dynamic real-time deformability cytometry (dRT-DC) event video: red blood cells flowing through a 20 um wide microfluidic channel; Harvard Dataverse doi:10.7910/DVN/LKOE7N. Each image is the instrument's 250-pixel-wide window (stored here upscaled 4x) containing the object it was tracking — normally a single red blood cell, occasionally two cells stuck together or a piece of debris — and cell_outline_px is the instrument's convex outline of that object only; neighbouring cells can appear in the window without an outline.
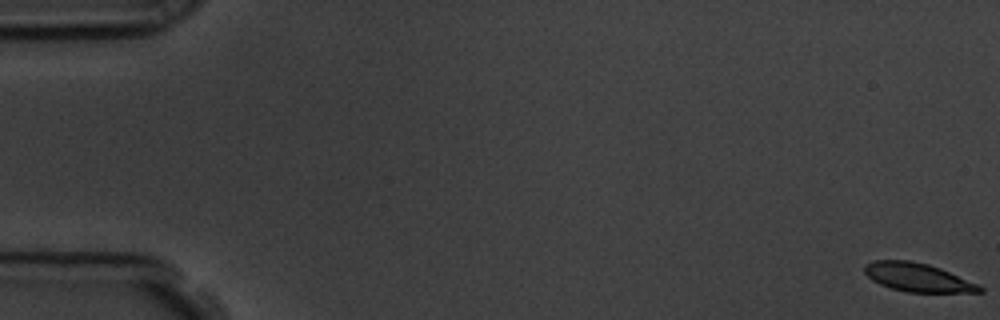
{"species": "common noctule bat (a hibernating species)", "species_latin": "Nyctalus noctula", "temperature_condition": "room temperature", "stored_images_in_passage": 58, "camera_frame_rate_fps": 3000, "um_per_image_px": 0.085, "animal": {"sex": "male", "body_mass_g": 19.5, "forearm_length_mm": 54.6}, "frame": {"image": 1, "passage_image": 1, "time_ms": 0.0, "image_size_px": [1000, 320], "cell_outline_px": [[984, 292], [908, 292], [892, 288], [880, 284], [872, 280], [864, 272], [864, 264], [872, 260], [908, 260], [928, 264], [940, 268], [980, 284], [984, 288]], "centroid_in_image_um": [78.02, 23.57], "position_along_channel_um": 7.0, "area_um2": 19.19}}
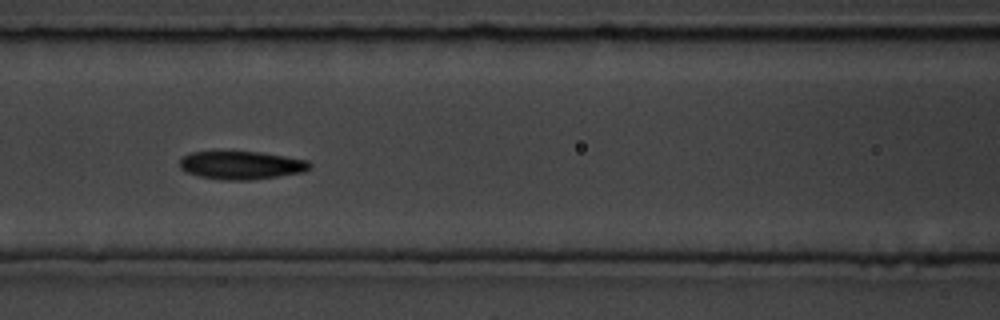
{"frame": {"image": 2, "passage_image": 26, "time_ms": 8.333, "image_size_px": [1000, 320], "cell_outline_px": [[312, 168], [304, 172], [248, 180], [220, 180], [200, 176], [188, 172], [180, 168], [180, 160], [184, 156], [192, 152], [260, 152], [308, 160], [312, 164]], "centroid_in_image_um": [20.55, 14.04], "position_along_channel_um": 146.0, "area_um2": 21.15}}
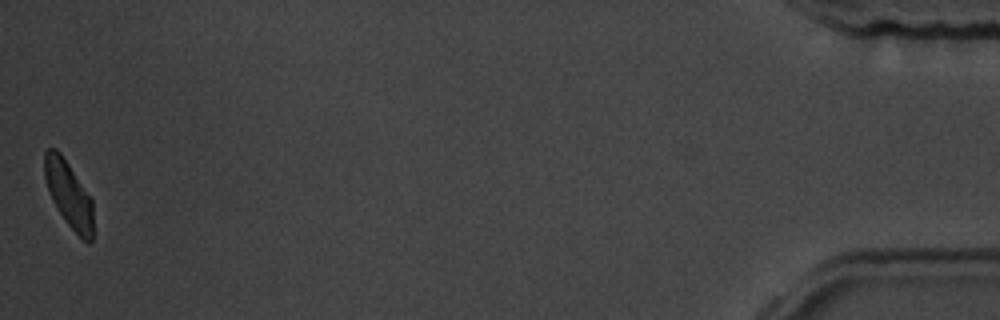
{"frame": {"image": 3, "passage_image": 58, "time_ms": 19.0, "image_size_px": [1000, 320], "cell_outline_px": [[92, 240], [88, 244], [68, 224], [56, 208], [52, 200], [44, 176], [44, 152], [48, 148], [56, 148], [60, 152], [92, 200]], "centroid_in_image_um": [5.81, 16.49], "position_along_channel_um": 429.4, "area_um2": 18.38}, "authors_computed_cell_mechanics": {"area_um2": 21.0681, "velocity_mm_per_s": 3.5486, "shape_relaxation_time_tau1_ms": 4.4956, "shape_relaxation_time_tau2_ms": 4.1651, "deformation_change_tau1": 0.1242, "deformation_change_tau2": 0.0888}}